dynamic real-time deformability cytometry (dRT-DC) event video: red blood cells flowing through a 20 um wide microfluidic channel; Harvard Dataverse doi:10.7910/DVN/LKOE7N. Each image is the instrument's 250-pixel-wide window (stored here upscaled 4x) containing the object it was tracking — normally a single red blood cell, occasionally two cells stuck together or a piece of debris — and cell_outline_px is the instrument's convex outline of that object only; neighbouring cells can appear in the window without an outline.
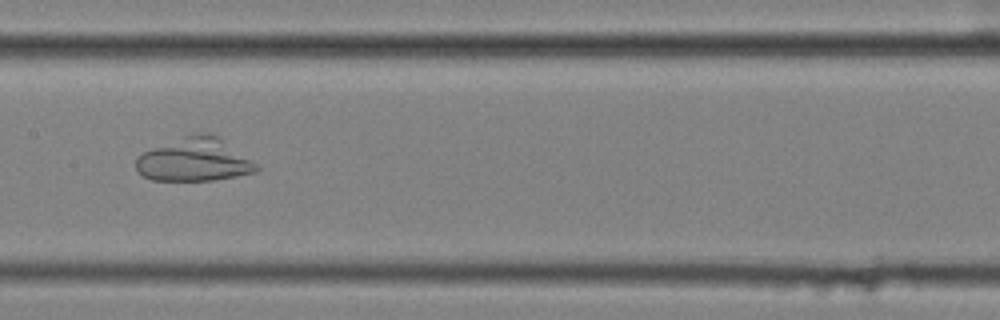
{"species": "common noctule bat (a hibernating species)", "species_latin": "Nyctalus noctula", "temperature_condition": "cold", "stored_images_in_passage": 54, "camera_frame_rate_fps": 3000, "um_per_image_px": 0.085, "animal": {"sex": "female", "body_mass_g": 25.1}, "frame": {"image": 1, "passage_image": 32, "time_ms": 10.333, "image_size_px": [1000, 320], "cell_outline_px": [[260, 168], [256, 172], [216, 180], [152, 180], [144, 176], [136, 168], [136, 160], [144, 152], [184, 136], [196, 132], [208, 132], [216, 136], [260, 164]], "centroid_in_image_um": [16.59, 13.59], "position_along_channel_um": 190.8, "area_um2": 30.11}}
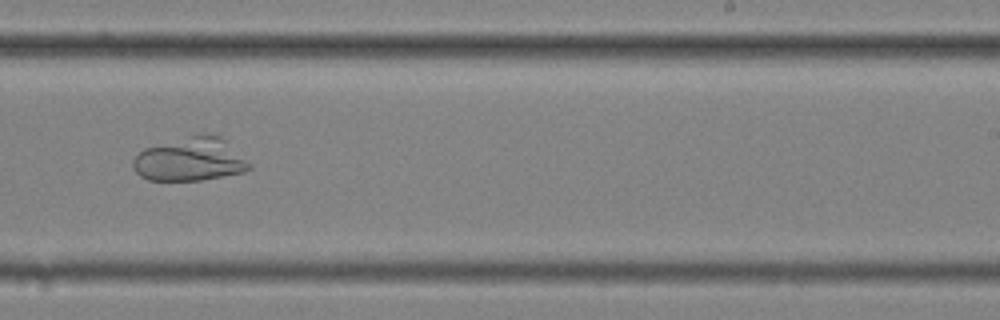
{"frame": {"image": 2, "passage_image": 39, "time_ms": 12.667, "image_size_px": [1000, 320], "cell_outline_px": [[252, 168], [244, 172], [200, 180], [148, 180], [140, 176], [132, 168], [132, 160], [144, 148], [192, 136], [220, 136], [252, 164]], "centroid_in_image_um": [16.16, 13.59], "position_along_channel_um": 272.8, "area_um2": 28.84}}
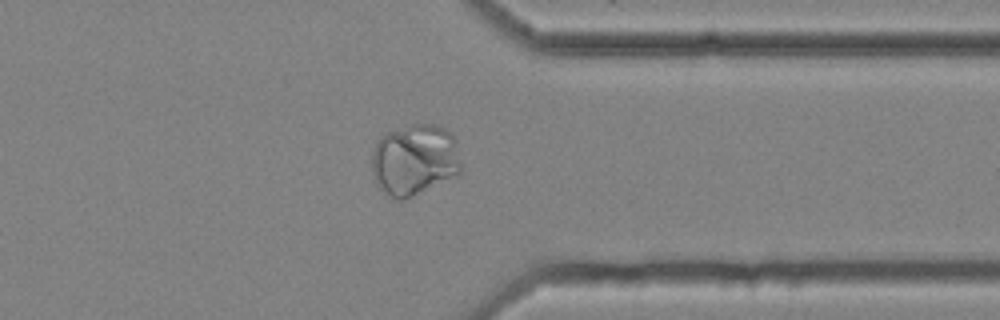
{"frame": {"image": 3, "passage_image": 48, "time_ms": 15.667, "image_size_px": [1000, 320], "cell_outline_px": [[460, 172], [456, 176], [404, 200], [396, 200], [380, 188], [376, 184], [372, 172], [372, 156], [376, 144], [388, 132], [412, 124], [432, 124], [444, 128], [456, 140], [460, 164]], "centroid_in_image_um": [35.24, 13.6], "position_along_channel_um": 376.2, "area_um2": 36.82}}